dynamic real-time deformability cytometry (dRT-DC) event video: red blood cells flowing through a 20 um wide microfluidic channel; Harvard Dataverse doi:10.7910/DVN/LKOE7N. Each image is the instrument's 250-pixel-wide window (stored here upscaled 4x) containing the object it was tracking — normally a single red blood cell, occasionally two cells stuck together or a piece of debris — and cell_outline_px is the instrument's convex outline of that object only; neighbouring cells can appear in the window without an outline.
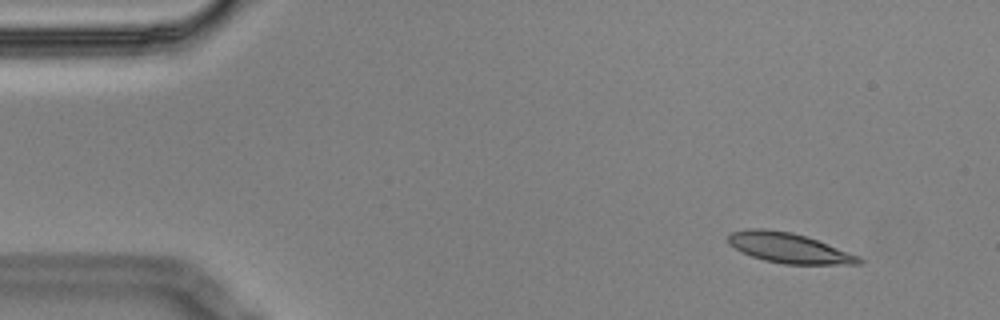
{"species": "Egyptian fruit bat (a non-hibernating species)", "species_latin": "Rousettus aegyptiacus", "temperature_condition": "cold", "stored_images_in_passage": 4, "camera_frame_rate_fps": 3000, "um_per_image_px": 0.085, "animal": {"sex": "male"}, "frame": {"image": 1, "passage_image": 2, "time_ms": 0.333, "image_size_px": [1000, 320], "cell_outline_px": [[864, 260], [860, 264], [784, 264], [764, 260], [740, 252], [728, 244], [728, 232], [748, 228], [760, 228], [792, 232], [816, 240], [860, 256]], "centroid_in_image_um": [67.0, 21.07], "position_along_channel_um": 18.0, "area_um2": 22.89}}